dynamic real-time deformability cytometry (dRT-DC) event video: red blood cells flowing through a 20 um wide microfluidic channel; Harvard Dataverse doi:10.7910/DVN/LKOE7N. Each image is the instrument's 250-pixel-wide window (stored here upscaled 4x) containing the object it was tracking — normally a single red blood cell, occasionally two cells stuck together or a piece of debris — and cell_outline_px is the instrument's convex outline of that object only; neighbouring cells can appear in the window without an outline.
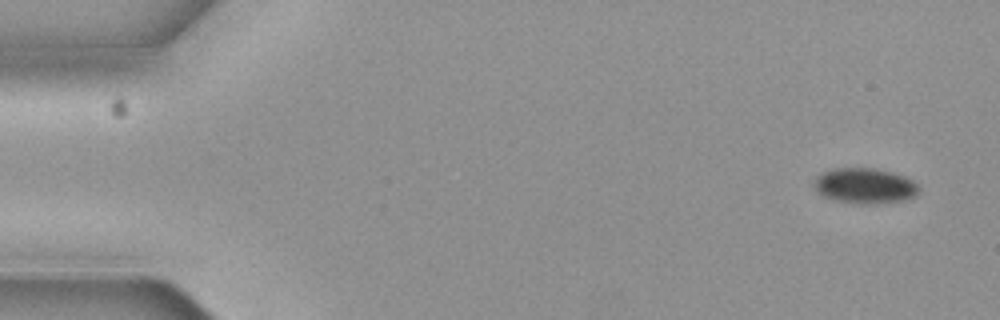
{"species": "common noctule bat (a hibernating species)", "species_latin": "Nyctalus noctula", "temperature_condition": "cold", "stored_images_in_passage": 5, "camera_frame_rate_fps": 3000, "um_per_image_px": 0.085, "animal": {"sex": "female", "body_mass_g": 19.3, "forearm_length_mm": 54.1}, "frame": {"image": 1, "passage_image": 1, "time_ms": 0.0, "image_size_px": [1000, 320], "cell_outline_px": [[920, 192], [916, 196], [904, 200], [876, 204], [856, 204], [832, 200], [820, 196], [816, 192], [812, 184], [816, 176], [832, 168], [876, 168], [892, 172], [904, 176], [912, 180], [920, 188]], "centroid_in_image_um": [73.47, 15.81], "position_along_channel_um": 11.5, "area_um2": 22.2}}